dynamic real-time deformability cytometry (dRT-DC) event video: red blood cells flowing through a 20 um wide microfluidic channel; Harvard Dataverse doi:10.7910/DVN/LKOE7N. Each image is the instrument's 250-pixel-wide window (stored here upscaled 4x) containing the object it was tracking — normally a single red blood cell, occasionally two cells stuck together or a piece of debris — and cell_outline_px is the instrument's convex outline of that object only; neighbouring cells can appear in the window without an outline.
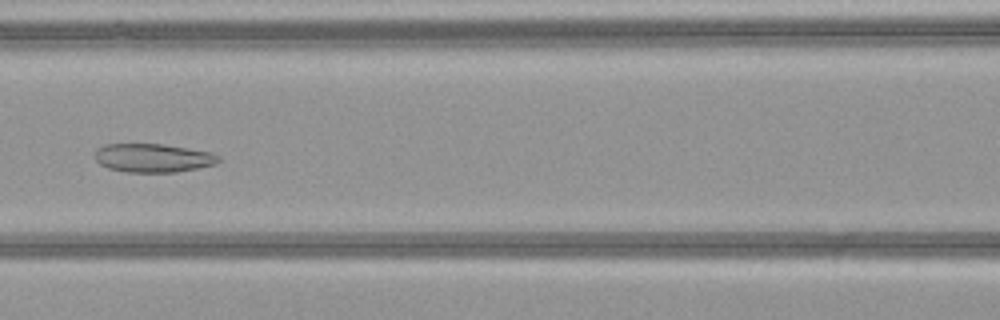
{"species": "common noctule bat (a hibernating species)", "species_latin": "Nyctalus noctula", "temperature_condition": "warm", "stored_images_in_passage": 52, "camera_frame_rate_fps": 3000, "um_per_image_px": 0.085, "animal": {"sex": "female", "body_mass_g": 21.9}, "frame": {"image": 1, "passage_image": 25, "time_ms": 8.0, "image_size_px": [1000, 320], "cell_outline_px": [[220, 160], [216, 164], [176, 172], [124, 172], [108, 168], [100, 164], [96, 160], [96, 148], [104, 144], [164, 144], [212, 152], [220, 156]], "centroid_in_image_um": [13.01, 13.42], "position_along_channel_um": 153.6, "area_um2": 20.69}}
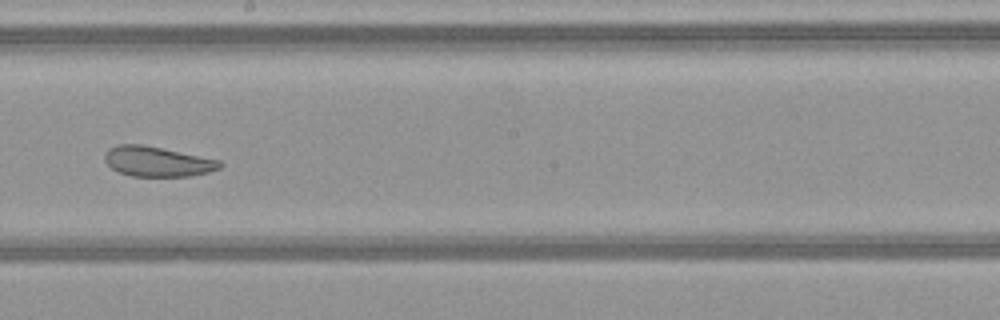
{"frame": {"image": 2, "passage_image": 31, "time_ms": 10.0, "image_size_px": [1000, 320], "cell_outline_px": [[224, 164], [220, 168], [208, 172], [188, 176], [132, 176], [120, 172], [112, 168], [104, 160], [104, 156], [108, 148], [120, 144], [144, 144], [220, 160]], "centroid_in_image_um": [13.38, 13.72], "position_along_channel_um": 234.8, "area_um2": 20.11}}
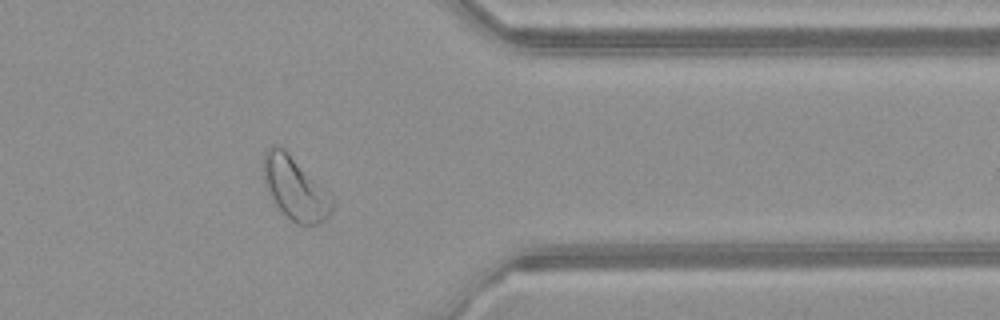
{"frame": {"image": 3, "passage_image": 43, "time_ms": 14.0, "image_size_px": [1000, 320], "cell_outline_px": [[332, 212], [320, 224], [296, 224], [276, 204], [264, 184], [264, 152], [272, 144], [276, 144], [284, 148], [332, 196]], "centroid_in_image_um": [25.08, 15.99], "position_along_channel_um": 386.3, "area_um2": 24.68}, "authors_computed_cell_mechanics": {"area_um2": 27.5706, "velocity_mm_per_s": 4.0638, "shape_relaxation_time_tau1_ms": null, "shape_relaxation_time_tau2_ms": 2.9683, "deformation_change_tau1": null, "deformation_change_tau2": 0.1049}}